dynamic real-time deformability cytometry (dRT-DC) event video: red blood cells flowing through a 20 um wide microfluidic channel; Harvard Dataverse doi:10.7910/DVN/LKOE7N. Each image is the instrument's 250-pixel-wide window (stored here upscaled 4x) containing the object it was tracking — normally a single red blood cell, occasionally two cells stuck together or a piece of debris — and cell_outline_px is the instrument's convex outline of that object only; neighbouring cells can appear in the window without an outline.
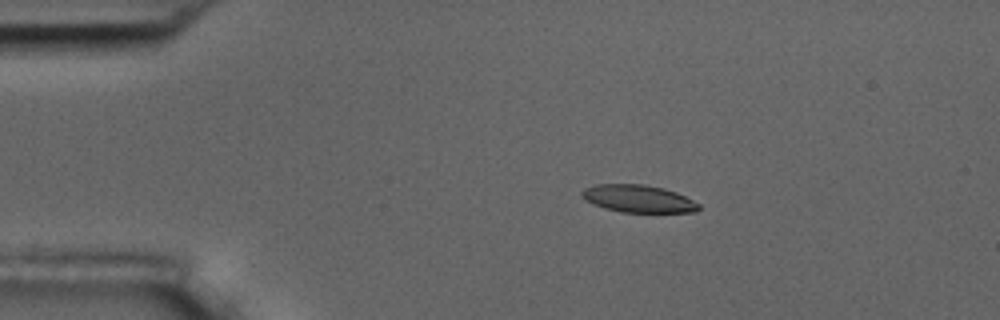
{"species": "common noctule bat (a hibernating species)", "species_latin": "Nyctalus noctula", "temperature_condition": "room temperature", "stored_images_in_passage": 8, "camera_frame_rate_fps": 3000, "um_per_image_px": 0.085, "animal": {"sex": "male", "body_mass_g": 17.5, "forearm_length_mm": 52.3}, "frame": {"image": 1, "passage_image": 2, "time_ms": 1.0, "image_size_px": [1000, 320], "cell_outline_px": [[700, 208], [696, 212], [620, 212], [604, 208], [592, 204], [584, 200], [580, 196], [580, 192], [584, 188], [596, 184], [644, 184], [664, 188], [676, 192], [700, 204]], "centroid_in_image_um": [54.21, 16.88], "position_along_channel_um": 30.8, "area_um2": 18.9}}
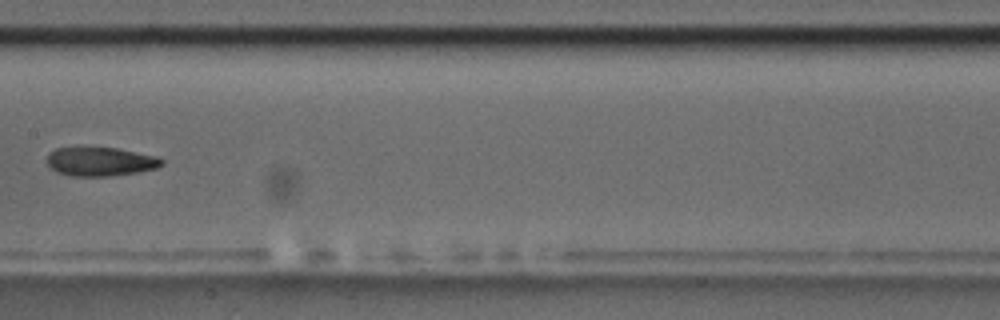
{"frame": {"image": 2, "passage_image": 7, "time_ms": 7.0, "image_size_px": [1000, 320], "cell_outline_px": [[164, 164], [156, 168], [140, 172], [112, 176], [72, 176], [56, 172], [48, 164], [48, 152], [56, 148], [116, 148], [156, 156], [164, 160]], "centroid_in_image_um": [8.56, 13.75], "position_along_channel_um": 198.8, "area_um2": 19.25}}
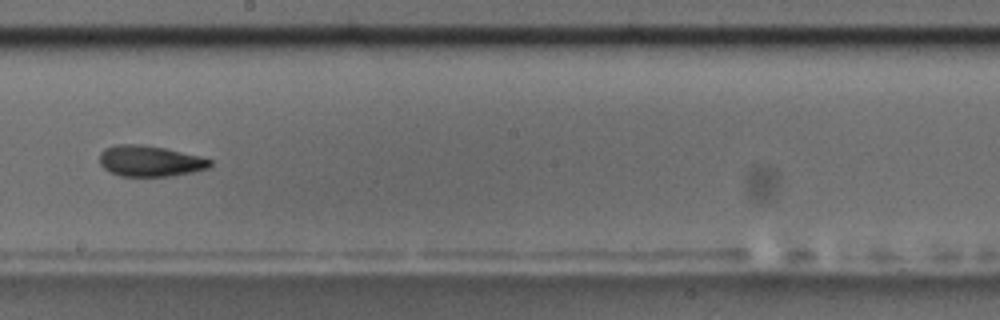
{"frame": {"image": 3, "passage_image": 8, "time_ms": 8.0, "image_size_px": [1000, 320], "cell_outline_px": [[212, 164], [208, 168], [192, 172], [172, 176], [120, 176], [108, 172], [100, 164], [100, 152], [104, 148], [116, 144], [140, 144], [164, 148], [200, 156], [212, 160]], "centroid_in_image_um": [12.72, 13.69], "position_along_channel_um": 235.5, "area_um2": 20.0}}